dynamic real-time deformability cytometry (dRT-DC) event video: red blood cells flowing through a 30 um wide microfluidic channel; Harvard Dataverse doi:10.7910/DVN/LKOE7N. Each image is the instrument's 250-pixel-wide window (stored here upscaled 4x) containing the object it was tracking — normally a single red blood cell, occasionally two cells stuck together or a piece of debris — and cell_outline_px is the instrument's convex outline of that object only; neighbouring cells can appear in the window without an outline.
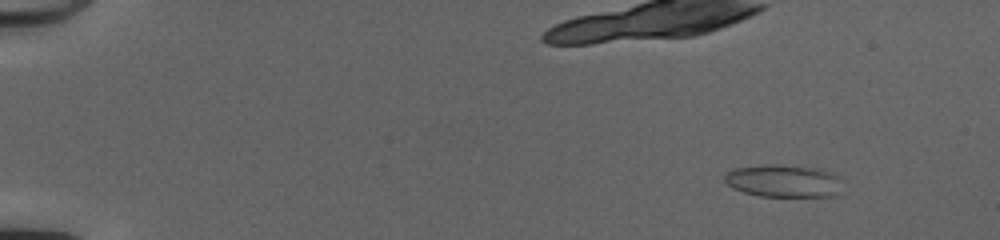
{"species": "common noctule bat (a hibernating species)", "species_latin": "Nyctalus noctula", "temperature_condition": "cold", "stored_images_in_passage": 54, "camera_frame_rate_fps": 3000, "um_per_image_px": 0.085, "animal": {"sex": "female", "body_mass_g": 20.0, "forearm_length_mm": 54.0}, "frame": {"image": 1, "passage_image": 7, "time_ms": 2.0, "image_size_px": [1000, 240], "cell_outline_px": [[836, 196], [760, 196], [744, 192], [732, 188], [724, 180], [724, 176], [728, 172], [736, 168], [764, 164], [780, 164], [820, 168], [836, 176]], "centroid_in_image_um": [66.5, 15.36], "position_along_channel_um": 18.5, "area_um2": 21.91}}
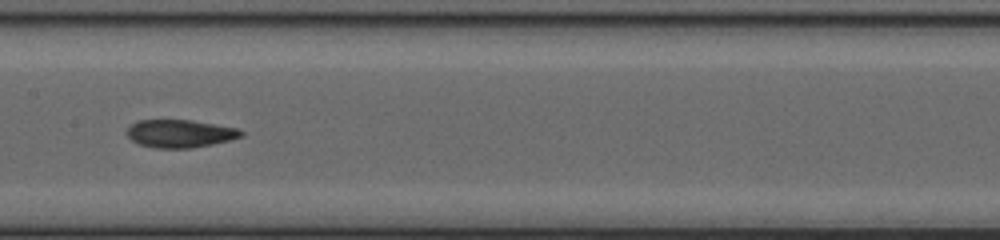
{"frame": {"image": 2, "passage_image": 30, "time_ms": 9.667, "image_size_px": [1000, 240], "cell_outline_px": [[244, 136], [212, 144], [192, 148], [156, 148], [140, 144], [132, 140], [124, 132], [136, 120], [192, 120], [236, 128], [244, 132]], "centroid_in_image_um": [15.28, 11.35], "position_along_channel_um": 192.1, "area_um2": 18.5}}
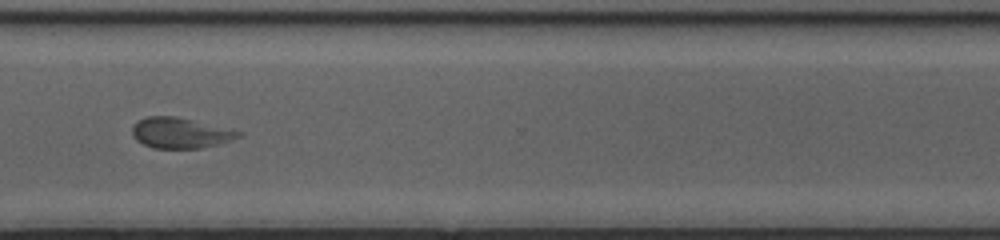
{"frame": {"image": 3, "passage_image": 42, "time_ms": 13.667, "image_size_px": [1000, 240], "cell_outline_px": [[244, 136], [232, 140], [200, 148], [152, 148], [136, 140], [132, 136], [132, 124], [144, 116], [176, 116], [232, 128], [244, 132]], "centroid_in_image_um": [15.36, 11.28], "position_along_channel_um": 355.2, "area_um2": 19.36}, "authors_computed_cell_mechanics": {"area_um2": 19.2474, "velocity_mm_per_s": 4.0859, "shape_relaxation_time_tau1_ms": 6.5786, "shape_relaxation_time_tau2_ms": 2.7214, "deformation_change_tau1": 0.1421, "deformation_change_tau2": 0.098}}